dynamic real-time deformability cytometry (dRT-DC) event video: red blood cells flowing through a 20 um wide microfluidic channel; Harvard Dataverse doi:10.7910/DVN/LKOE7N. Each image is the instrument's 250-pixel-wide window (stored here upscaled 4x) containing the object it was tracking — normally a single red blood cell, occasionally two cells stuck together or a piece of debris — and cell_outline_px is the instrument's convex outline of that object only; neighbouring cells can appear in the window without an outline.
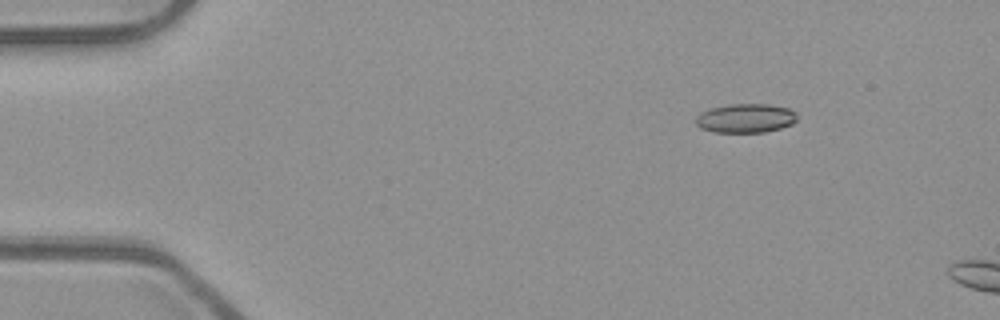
{"species": "common noctule bat (a hibernating species)", "species_latin": "Nyctalus noctula", "temperature_condition": "room temperature", "stored_images_in_passage": 5, "camera_frame_rate_fps": 3000, "um_per_image_px": 0.085, "animal": {"sex": "male", "body_mass_g": 23.1, "forearm_length_mm": 52.7}, "frame": {"image": 1, "passage_image": 1, "time_ms": 0.0, "image_size_px": [1000, 320], "cell_outline_px": [[796, 120], [792, 124], [780, 128], [764, 132], [712, 132], [700, 128], [696, 124], [696, 116], [700, 112], [712, 108], [732, 104], [768, 104], [792, 108], [796, 112]], "centroid_in_image_um": [63.39, 10.04], "position_along_channel_um": 21.6, "area_um2": 17.22}}